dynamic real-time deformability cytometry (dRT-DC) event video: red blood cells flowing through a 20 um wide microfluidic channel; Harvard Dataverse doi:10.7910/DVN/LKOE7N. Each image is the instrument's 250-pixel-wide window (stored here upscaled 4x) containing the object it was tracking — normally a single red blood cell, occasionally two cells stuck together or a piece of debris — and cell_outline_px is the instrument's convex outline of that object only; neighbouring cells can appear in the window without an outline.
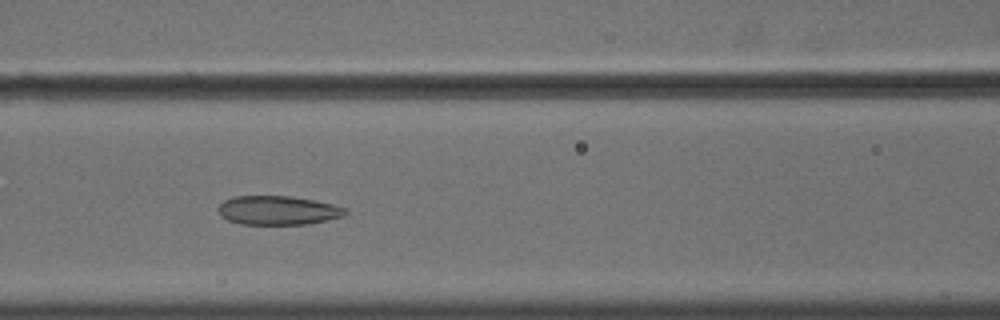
{"species": "common noctule bat (a hibernating species)", "species_latin": "Nyctalus noctula", "temperature_condition": "cold", "stored_images_in_passage": 57, "camera_frame_rate_fps": 3000, "um_per_image_px": 0.085, "animal": {"sex": "male", "body_mass_g": 18.8}, "frame": {"image": 1, "passage_image": 26, "time_ms": 8.333, "image_size_px": [1000, 320], "cell_outline_px": [[348, 212], [344, 216], [328, 220], [308, 224], [240, 224], [228, 220], [220, 216], [216, 208], [224, 200], [232, 196], [288, 196], [316, 200], [332, 204], [344, 208]], "centroid_in_image_um": [23.59, 17.88], "position_along_channel_um": 143.0, "area_um2": 21.62}}
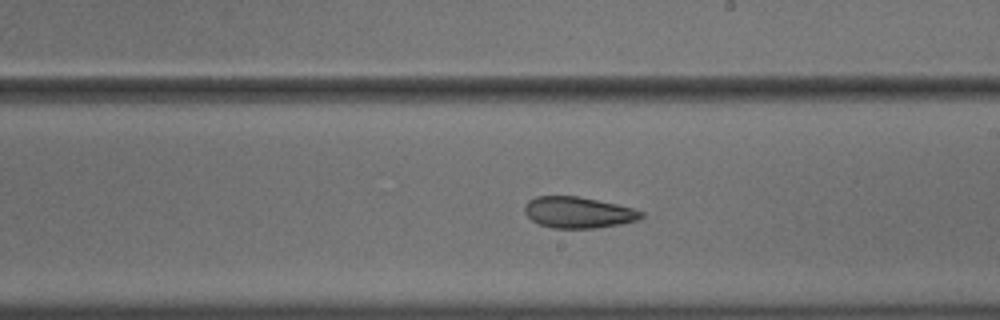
{"frame": {"image": 2, "passage_image": 34, "time_ms": 11.0, "image_size_px": [1000, 320], "cell_outline_px": [[644, 216], [636, 220], [620, 224], [596, 228], [552, 228], [540, 224], [532, 220], [524, 212], [524, 208], [528, 200], [536, 196], [576, 196], [616, 204], [632, 208], [644, 212]], "centroid_in_image_um": [49.13, 18.06], "position_along_channel_um": 239.9, "area_um2": 21.04}}
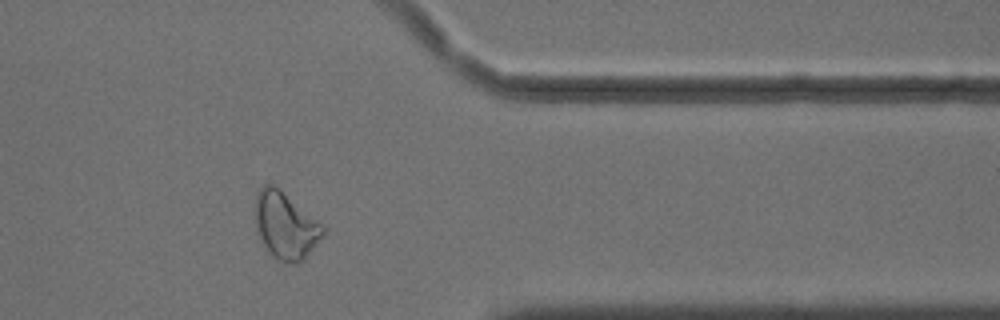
{"frame": {"image": 3, "passage_image": 47, "time_ms": 15.333, "image_size_px": [1000, 320], "cell_outline_px": [[324, 232], [304, 260], [296, 264], [284, 264], [276, 260], [268, 252], [260, 240], [256, 228], [256, 196], [260, 188], [264, 184], [272, 184], [324, 224]], "centroid_in_image_um": [24.26, 19.22], "position_along_channel_um": 387.1, "area_um2": 26.3}, "authors_computed_cell_mechanics": {"area_um2": 26.299, "velocity_mm_per_s": 3.6336, "shape_relaxation_time_tau1_ms": null, "shape_relaxation_time_tau2_ms": 3.9478, "deformation_change_tau1": null, "deformation_change_tau2": 0.1197}}